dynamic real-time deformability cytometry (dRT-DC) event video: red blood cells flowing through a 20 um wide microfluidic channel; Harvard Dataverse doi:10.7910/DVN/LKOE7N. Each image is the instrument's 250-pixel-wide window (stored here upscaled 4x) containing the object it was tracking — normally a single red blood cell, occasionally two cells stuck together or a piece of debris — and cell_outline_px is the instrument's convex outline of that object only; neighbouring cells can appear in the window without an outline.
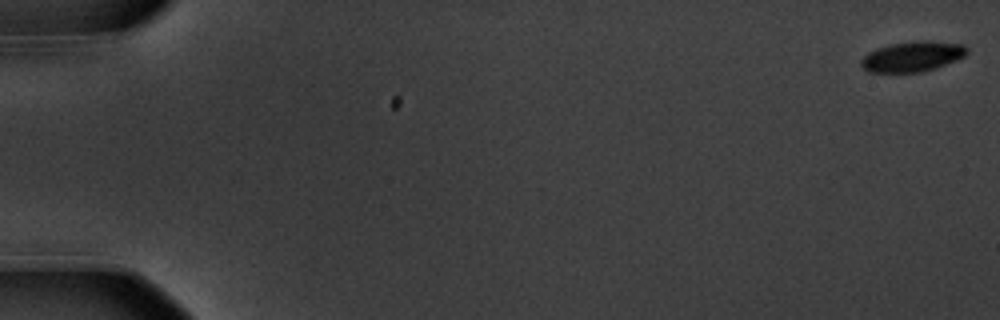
{"species": "common noctule bat (a hibernating species)", "species_latin": "Nyctalus noctula", "temperature_condition": "warm", "stored_images_in_passage": 58, "camera_frame_rate_fps": 3000, "um_per_image_px": 0.085, "animal": {"sex": "male", "body_mass_g": 20.1, "forearm_length_mm": 53.5}, "frame": {"image": 1, "passage_image": 1, "time_ms": 0.0, "image_size_px": [1000, 320], "cell_outline_px": [[968, 52], [964, 56], [956, 60], [936, 68], [920, 72], [868, 72], [860, 64], [860, 60], [868, 52], [876, 48], [892, 44], [928, 40], [964, 44], [968, 48]], "centroid_in_image_um": [77.57, 4.8], "position_along_channel_um": 7.4, "area_um2": 18.61}}
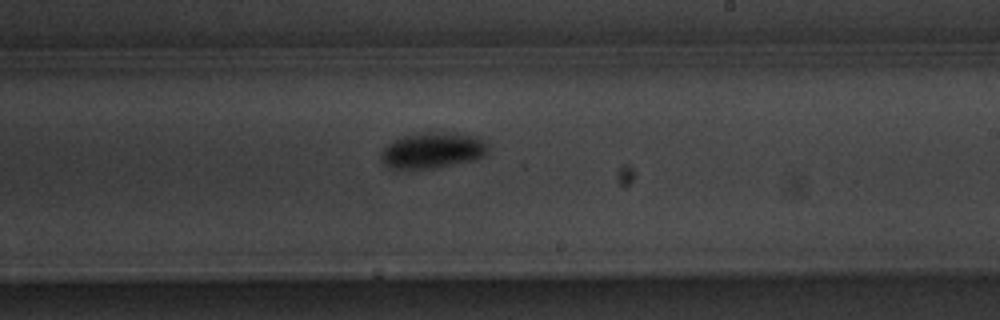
{"frame": {"image": 2, "passage_image": 36, "time_ms": 11.667, "image_size_px": [1000, 320], "cell_outline_px": [[488, 152], [484, 156], [476, 160], [432, 168], [392, 168], [384, 164], [380, 160], [380, 152], [392, 140], [404, 136], [420, 132], [456, 132], [480, 136], [488, 144]], "centroid_in_image_um": [36.81, 12.75], "position_along_channel_um": 252.2, "area_um2": 22.77}}
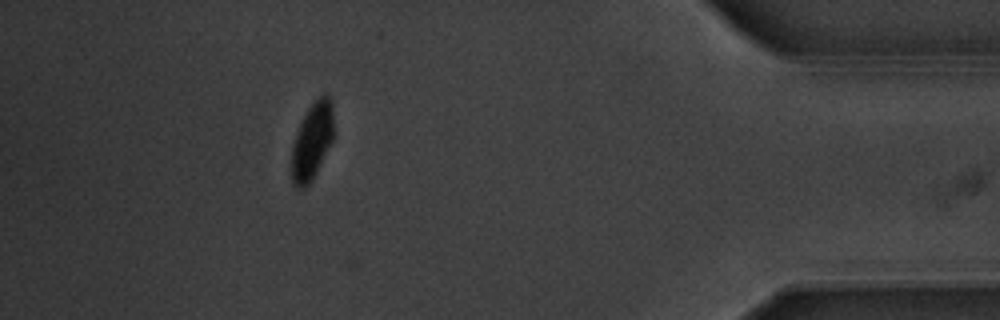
{"frame": {"image": 3, "passage_image": 53, "time_ms": 17.333, "image_size_px": [1000, 320], "cell_outline_px": [[332, 140], [312, 180], [304, 188], [296, 188], [292, 184], [292, 144], [296, 132], [308, 108], [324, 92], [328, 92], [332, 100]], "centroid_in_image_um": [26.51, 11.98], "position_along_channel_um": 408.7, "area_um2": 18.61}, "authors_computed_cell_mechanics": {"area_um2": 19.9121, "velocity_mm_per_s": 3.553, "shape_relaxation_time_tau1_ms": 1.6558, "shape_relaxation_time_tau2_ms": null, "deformation_change_tau1": 0.1479, "deformation_change_tau2": null}}